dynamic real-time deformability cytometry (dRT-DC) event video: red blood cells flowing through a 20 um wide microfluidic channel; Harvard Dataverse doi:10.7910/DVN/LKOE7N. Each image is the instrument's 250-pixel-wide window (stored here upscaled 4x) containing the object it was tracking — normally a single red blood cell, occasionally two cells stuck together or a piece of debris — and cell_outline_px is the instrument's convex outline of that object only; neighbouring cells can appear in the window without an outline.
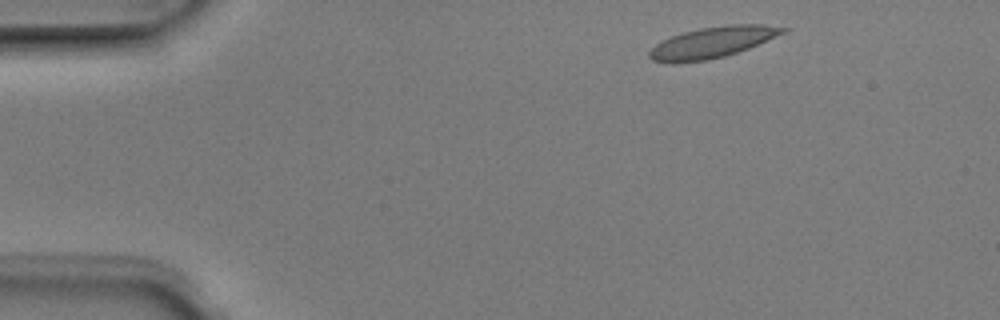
{"species": "Egyptian fruit bat (a non-hibernating species)", "species_latin": "Rousettus aegyptiacus", "temperature_condition": "room temperature", "stored_images_in_passage": 3, "camera_frame_rate_fps": 3000, "um_per_image_px": 0.085, "animal": {"sex": "male"}, "frame": {"image": 1, "passage_image": 1, "time_ms": 0.0, "image_size_px": [1000, 320], "cell_outline_px": [[792, 28], [788, 32], [748, 48], [724, 56], [708, 60], [672, 64], [652, 60], [648, 56], [648, 52], [656, 44], [672, 36], [684, 32], [700, 28], [728, 24], [760, 24]], "centroid_in_image_um": [60.58, 3.6], "position_along_channel_um": 24.4, "area_um2": 24.28}}